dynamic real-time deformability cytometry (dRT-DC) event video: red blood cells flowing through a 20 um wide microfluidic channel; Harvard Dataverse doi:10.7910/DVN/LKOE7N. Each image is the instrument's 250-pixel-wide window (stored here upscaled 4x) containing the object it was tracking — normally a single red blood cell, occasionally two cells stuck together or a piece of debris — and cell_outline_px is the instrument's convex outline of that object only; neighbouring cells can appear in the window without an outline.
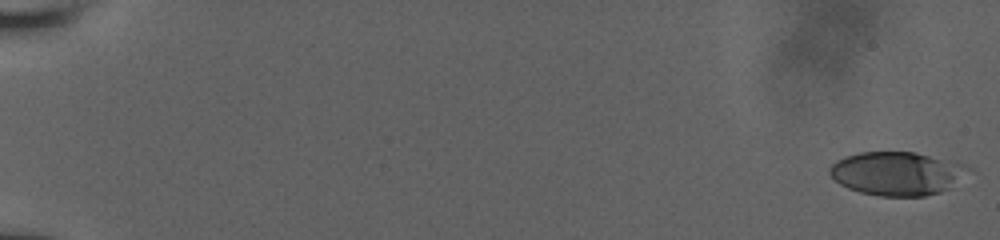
{"species": "human", "species_latin": "Homo sapiens", "temperature_condition": "room temperature", "stored_images_in_passage": 85, "camera_frame_rate_fps": 3000, "um_per_image_px": 0.085, "donor": {"sex": "male"}, "frame": {"image": 1, "passage_image": 1, "time_ms": 0.0, "image_size_px": [1000, 240], "cell_outline_px": [[972, 168], [948, 188], [940, 192], [924, 196], [880, 196], [860, 192], [848, 188], [840, 184], [828, 172], [828, 168], [836, 160], [844, 156], [860, 152], [916, 152], [964, 164]], "centroid_in_image_um": [76.2, 14.74], "position_along_channel_um": 8.8, "area_um2": 34.97}}
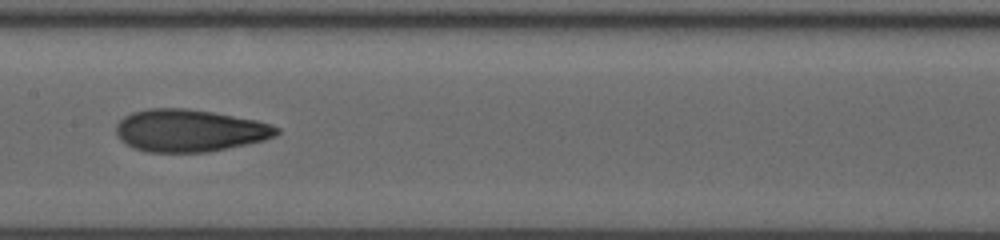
{"frame": {"image": 2, "passage_image": 47, "time_ms": 10.0, "image_size_px": [1000, 240], "cell_outline_px": [[280, 132], [276, 136], [264, 140], [208, 152], [148, 152], [132, 148], [120, 140], [116, 132], [116, 124], [124, 116], [132, 112], [148, 108], [188, 108], [212, 112], [256, 120], [272, 124], [280, 128]], "centroid_in_image_um": [16.1, 11.09], "position_along_channel_um": 191.3, "area_um2": 39.77}}
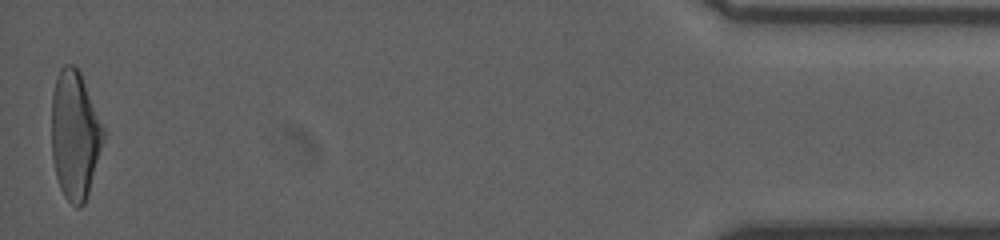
{"frame": {"image": 3, "passage_image": 84, "time_ms": 18.0, "image_size_px": [1000, 240], "cell_outline_px": [[104, 136], [88, 196], [84, 204], [80, 208], [76, 208], [64, 196], [60, 188], [56, 176], [52, 156], [52, 96], [56, 80], [60, 68], [64, 64], [72, 64], [80, 72], [104, 128]], "centroid_in_image_um": [6.35, 11.5], "position_along_channel_um": 428.8, "area_um2": 38.49}}